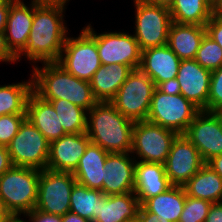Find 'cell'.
<instances>
[{"label":"cell","mask_w":222,"mask_h":222,"mask_svg":"<svg viewBox=\"0 0 222 222\" xmlns=\"http://www.w3.org/2000/svg\"><path fill=\"white\" fill-rule=\"evenodd\" d=\"M184 135L198 149L203 161L222 154V112L200 110Z\"/></svg>","instance_id":"obj_13"},{"label":"cell","mask_w":222,"mask_h":222,"mask_svg":"<svg viewBox=\"0 0 222 222\" xmlns=\"http://www.w3.org/2000/svg\"><path fill=\"white\" fill-rule=\"evenodd\" d=\"M211 202L186 195L179 222H205Z\"/></svg>","instance_id":"obj_33"},{"label":"cell","mask_w":222,"mask_h":222,"mask_svg":"<svg viewBox=\"0 0 222 222\" xmlns=\"http://www.w3.org/2000/svg\"><path fill=\"white\" fill-rule=\"evenodd\" d=\"M177 79L181 95L199 110L207 111L211 71L203 68L195 59L181 60Z\"/></svg>","instance_id":"obj_15"},{"label":"cell","mask_w":222,"mask_h":222,"mask_svg":"<svg viewBox=\"0 0 222 222\" xmlns=\"http://www.w3.org/2000/svg\"><path fill=\"white\" fill-rule=\"evenodd\" d=\"M65 5L66 3L33 4V22L28 43L17 56V61H20L22 56H26L29 61H34L33 63L57 62L59 60L68 35V29L63 19Z\"/></svg>","instance_id":"obj_1"},{"label":"cell","mask_w":222,"mask_h":222,"mask_svg":"<svg viewBox=\"0 0 222 222\" xmlns=\"http://www.w3.org/2000/svg\"><path fill=\"white\" fill-rule=\"evenodd\" d=\"M134 123L110 102H97L87 112L86 133L92 143L109 153H130Z\"/></svg>","instance_id":"obj_3"},{"label":"cell","mask_w":222,"mask_h":222,"mask_svg":"<svg viewBox=\"0 0 222 222\" xmlns=\"http://www.w3.org/2000/svg\"><path fill=\"white\" fill-rule=\"evenodd\" d=\"M186 195L207 200L211 203L222 202V178L206 163L184 185Z\"/></svg>","instance_id":"obj_27"},{"label":"cell","mask_w":222,"mask_h":222,"mask_svg":"<svg viewBox=\"0 0 222 222\" xmlns=\"http://www.w3.org/2000/svg\"><path fill=\"white\" fill-rule=\"evenodd\" d=\"M25 216H27L31 222H62L61 216L44 213L36 209L27 213Z\"/></svg>","instance_id":"obj_37"},{"label":"cell","mask_w":222,"mask_h":222,"mask_svg":"<svg viewBox=\"0 0 222 222\" xmlns=\"http://www.w3.org/2000/svg\"><path fill=\"white\" fill-rule=\"evenodd\" d=\"M205 34V26L173 22L167 45L181 60L195 59Z\"/></svg>","instance_id":"obj_24"},{"label":"cell","mask_w":222,"mask_h":222,"mask_svg":"<svg viewBox=\"0 0 222 222\" xmlns=\"http://www.w3.org/2000/svg\"><path fill=\"white\" fill-rule=\"evenodd\" d=\"M133 1L136 7L134 37L141 51L166 45L173 23L169 9L146 0Z\"/></svg>","instance_id":"obj_6"},{"label":"cell","mask_w":222,"mask_h":222,"mask_svg":"<svg viewBox=\"0 0 222 222\" xmlns=\"http://www.w3.org/2000/svg\"><path fill=\"white\" fill-rule=\"evenodd\" d=\"M186 200L183 186L172 185L165 192L145 200L141 207L157 215L159 220L179 222Z\"/></svg>","instance_id":"obj_26"},{"label":"cell","mask_w":222,"mask_h":222,"mask_svg":"<svg viewBox=\"0 0 222 222\" xmlns=\"http://www.w3.org/2000/svg\"><path fill=\"white\" fill-rule=\"evenodd\" d=\"M40 170L12 166L0 176V201L13 216L35 209Z\"/></svg>","instance_id":"obj_4"},{"label":"cell","mask_w":222,"mask_h":222,"mask_svg":"<svg viewBox=\"0 0 222 222\" xmlns=\"http://www.w3.org/2000/svg\"><path fill=\"white\" fill-rule=\"evenodd\" d=\"M146 1L158 6L166 7L168 9H170V7L174 2V0H146Z\"/></svg>","instance_id":"obj_49"},{"label":"cell","mask_w":222,"mask_h":222,"mask_svg":"<svg viewBox=\"0 0 222 222\" xmlns=\"http://www.w3.org/2000/svg\"><path fill=\"white\" fill-rule=\"evenodd\" d=\"M132 69L123 64L101 65L89 81L98 102L110 101L126 81Z\"/></svg>","instance_id":"obj_23"},{"label":"cell","mask_w":222,"mask_h":222,"mask_svg":"<svg viewBox=\"0 0 222 222\" xmlns=\"http://www.w3.org/2000/svg\"><path fill=\"white\" fill-rule=\"evenodd\" d=\"M209 4L212 6L217 0H207Z\"/></svg>","instance_id":"obj_52"},{"label":"cell","mask_w":222,"mask_h":222,"mask_svg":"<svg viewBox=\"0 0 222 222\" xmlns=\"http://www.w3.org/2000/svg\"><path fill=\"white\" fill-rule=\"evenodd\" d=\"M206 34L222 48V18L211 17L205 25Z\"/></svg>","instance_id":"obj_36"},{"label":"cell","mask_w":222,"mask_h":222,"mask_svg":"<svg viewBox=\"0 0 222 222\" xmlns=\"http://www.w3.org/2000/svg\"><path fill=\"white\" fill-rule=\"evenodd\" d=\"M32 4L35 5H55V4H62L68 3L70 0H31Z\"/></svg>","instance_id":"obj_47"},{"label":"cell","mask_w":222,"mask_h":222,"mask_svg":"<svg viewBox=\"0 0 222 222\" xmlns=\"http://www.w3.org/2000/svg\"><path fill=\"white\" fill-rule=\"evenodd\" d=\"M44 65V66H43ZM42 68L33 65V92L41 99H66L87 112L98 102L90 83L68 73L57 62L43 63Z\"/></svg>","instance_id":"obj_2"},{"label":"cell","mask_w":222,"mask_h":222,"mask_svg":"<svg viewBox=\"0 0 222 222\" xmlns=\"http://www.w3.org/2000/svg\"><path fill=\"white\" fill-rule=\"evenodd\" d=\"M214 18H222V0H217L212 5V16Z\"/></svg>","instance_id":"obj_46"},{"label":"cell","mask_w":222,"mask_h":222,"mask_svg":"<svg viewBox=\"0 0 222 222\" xmlns=\"http://www.w3.org/2000/svg\"><path fill=\"white\" fill-rule=\"evenodd\" d=\"M199 111L183 95H168L155 88L147 120L177 134H184Z\"/></svg>","instance_id":"obj_7"},{"label":"cell","mask_w":222,"mask_h":222,"mask_svg":"<svg viewBox=\"0 0 222 222\" xmlns=\"http://www.w3.org/2000/svg\"><path fill=\"white\" fill-rule=\"evenodd\" d=\"M26 116L49 142L66 135L52 104L34 92L29 95Z\"/></svg>","instance_id":"obj_21"},{"label":"cell","mask_w":222,"mask_h":222,"mask_svg":"<svg viewBox=\"0 0 222 222\" xmlns=\"http://www.w3.org/2000/svg\"><path fill=\"white\" fill-rule=\"evenodd\" d=\"M26 118V114H9L0 116V145L7 147Z\"/></svg>","instance_id":"obj_34"},{"label":"cell","mask_w":222,"mask_h":222,"mask_svg":"<svg viewBox=\"0 0 222 222\" xmlns=\"http://www.w3.org/2000/svg\"><path fill=\"white\" fill-rule=\"evenodd\" d=\"M207 111L222 112V67L211 71Z\"/></svg>","instance_id":"obj_35"},{"label":"cell","mask_w":222,"mask_h":222,"mask_svg":"<svg viewBox=\"0 0 222 222\" xmlns=\"http://www.w3.org/2000/svg\"><path fill=\"white\" fill-rule=\"evenodd\" d=\"M156 88L164 94L176 95L181 94L179 82L177 78L169 79L168 81L159 83Z\"/></svg>","instance_id":"obj_39"},{"label":"cell","mask_w":222,"mask_h":222,"mask_svg":"<svg viewBox=\"0 0 222 222\" xmlns=\"http://www.w3.org/2000/svg\"><path fill=\"white\" fill-rule=\"evenodd\" d=\"M205 222H222V202L212 203Z\"/></svg>","instance_id":"obj_40"},{"label":"cell","mask_w":222,"mask_h":222,"mask_svg":"<svg viewBox=\"0 0 222 222\" xmlns=\"http://www.w3.org/2000/svg\"><path fill=\"white\" fill-rule=\"evenodd\" d=\"M50 142L26 118L17 134L7 145L13 166L34 168L40 171L46 169Z\"/></svg>","instance_id":"obj_8"},{"label":"cell","mask_w":222,"mask_h":222,"mask_svg":"<svg viewBox=\"0 0 222 222\" xmlns=\"http://www.w3.org/2000/svg\"><path fill=\"white\" fill-rule=\"evenodd\" d=\"M96 40L101 65L123 64L139 68L141 49L134 35L126 32H95L91 24L84 27Z\"/></svg>","instance_id":"obj_12"},{"label":"cell","mask_w":222,"mask_h":222,"mask_svg":"<svg viewBox=\"0 0 222 222\" xmlns=\"http://www.w3.org/2000/svg\"><path fill=\"white\" fill-rule=\"evenodd\" d=\"M107 151L92 142L86 147L77 168L72 172L76 182L89 189L102 191L104 165L108 156Z\"/></svg>","instance_id":"obj_22"},{"label":"cell","mask_w":222,"mask_h":222,"mask_svg":"<svg viewBox=\"0 0 222 222\" xmlns=\"http://www.w3.org/2000/svg\"><path fill=\"white\" fill-rule=\"evenodd\" d=\"M76 179L72 172L40 171L38 198L35 209L44 213L64 216L70 212V196Z\"/></svg>","instance_id":"obj_10"},{"label":"cell","mask_w":222,"mask_h":222,"mask_svg":"<svg viewBox=\"0 0 222 222\" xmlns=\"http://www.w3.org/2000/svg\"><path fill=\"white\" fill-rule=\"evenodd\" d=\"M141 207L134 192L107 195L100 202L99 213L92 222H125L138 217Z\"/></svg>","instance_id":"obj_25"},{"label":"cell","mask_w":222,"mask_h":222,"mask_svg":"<svg viewBox=\"0 0 222 222\" xmlns=\"http://www.w3.org/2000/svg\"><path fill=\"white\" fill-rule=\"evenodd\" d=\"M155 88L153 80L148 75L139 68L133 69L109 102L134 122L147 120Z\"/></svg>","instance_id":"obj_5"},{"label":"cell","mask_w":222,"mask_h":222,"mask_svg":"<svg viewBox=\"0 0 222 222\" xmlns=\"http://www.w3.org/2000/svg\"><path fill=\"white\" fill-rule=\"evenodd\" d=\"M132 156L131 153H108L102 186L105 195L134 192L135 165L138 159Z\"/></svg>","instance_id":"obj_16"},{"label":"cell","mask_w":222,"mask_h":222,"mask_svg":"<svg viewBox=\"0 0 222 222\" xmlns=\"http://www.w3.org/2000/svg\"><path fill=\"white\" fill-rule=\"evenodd\" d=\"M180 63L181 59L166 44L143 50L139 69L157 86L161 82L177 78Z\"/></svg>","instance_id":"obj_19"},{"label":"cell","mask_w":222,"mask_h":222,"mask_svg":"<svg viewBox=\"0 0 222 222\" xmlns=\"http://www.w3.org/2000/svg\"><path fill=\"white\" fill-rule=\"evenodd\" d=\"M8 85H0V116L26 114L27 101L33 92V80Z\"/></svg>","instance_id":"obj_29"},{"label":"cell","mask_w":222,"mask_h":222,"mask_svg":"<svg viewBox=\"0 0 222 222\" xmlns=\"http://www.w3.org/2000/svg\"><path fill=\"white\" fill-rule=\"evenodd\" d=\"M54 107L66 134L86 132L87 111L66 99L49 101Z\"/></svg>","instance_id":"obj_31"},{"label":"cell","mask_w":222,"mask_h":222,"mask_svg":"<svg viewBox=\"0 0 222 222\" xmlns=\"http://www.w3.org/2000/svg\"><path fill=\"white\" fill-rule=\"evenodd\" d=\"M90 142L86 132L66 134L50 142L46 168L52 171L73 172Z\"/></svg>","instance_id":"obj_17"},{"label":"cell","mask_w":222,"mask_h":222,"mask_svg":"<svg viewBox=\"0 0 222 222\" xmlns=\"http://www.w3.org/2000/svg\"><path fill=\"white\" fill-rule=\"evenodd\" d=\"M125 222H141L140 219L137 217L136 219H131Z\"/></svg>","instance_id":"obj_51"},{"label":"cell","mask_w":222,"mask_h":222,"mask_svg":"<svg viewBox=\"0 0 222 222\" xmlns=\"http://www.w3.org/2000/svg\"><path fill=\"white\" fill-rule=\"evenodd\" d=\"M33 22V4L28 7L23 0H10L5 37L8 48L17 57L28 43Z\"/></svg>","instance_id":"obj_18"},{"label":"cell","mask_w":222,"mask_h":222,"mask_svg":"<svg viewBox=\"0 0 222 222\" xmlns=\"http://www.w3.org/2000/svg\"><path fill=\"white\" fill-rule=\"evenodd\" d=\"M177 135L175 131L148 120L137 121L133 126L130 153L136 154L139 161L164 164Z\"/></svg>","instance_id":"obj_11"},{"label":"cell","mask_w":222,"mask_h":222,"mask_svg":"<svg viewBox=\"0 0 222 222\" xmlns=\"http://www.w3.org/2000/svg\"><path fill=\"white\" fill-rule=\"evenodd\" d=\"M173 22L205 26L212 16L207 0H174L169 9Z\"/></svg>","instance_id":"obj_28"},{"label":"cell","mask_w":222,"mask_h":222,"mask_svg":"<svg viewBox=\"0 0 222 222\" xmlns=\"http://www.w3.org/2000/svg\"><path fill=\"white\" fill-rule=\"evenodd\" d=\"M207 164L222 178V154L213 157Z\"/></svg>","instance_id":"obj_44"},{"label":"cell","mask_w":222,"mask_h":222,"mask_svg":"<svg viewBox=\"0 0 222 222\" xmlns=\"http://www.w3.org/2000/svg\"><path fill=\"white\" fill-rule=\"evenodd\" d=\"M138 218L140 219L141 222H169V221L159 220L156 214L147 212L142 207H140L139 209Z\"/></svg>","instance_id":"obj_43"},{"label":"cell","mask_w":222,"mask_h":222,"mask_svg":"<svg viewBox=\"0 0 222 222\" xmlns=\"http://www.w3.org/2000/svg\"><path fill=\"white\" fill-rule=\"evenodd\" d=\"M8 222H26V221L20 219L19 216H12Z\"/></svg>","instance_id":"obj_50"},{"label":"cell","mask_w":222,"mask_h":222,"mask_svg":"<svg viewBox=\"0 0 222 222\" xmlns=\"http://www.w3.org/2000/svg\"><path fill=\"white\" fill-rule=\"evenodd\" d=\"M102 191L76 183L70 196V212L93 221L99 213L100 202L106 197Z\"/></svg>","instance_id":"obj_30"},{"label":"cell","mask_w":222,"mask_h":222,"mask_svg":"<svg viewBox=\"0 0 222 222\" xmlns=\"http://www.w3.org/2000/svg\"><path fill=\"white\" fill-rule=\"evenodd\" d=\"M195 60L205 69L214 71L222 67V48L207 34L197 50Z\"/></svg>","instance_id":"obj_32"},{"label":"cell","mask_w":222,"mask_h":222,"mask_svg":"<svg viewBox=\"0 0 222 222\" xmlns=\"http://www.w3.org/2000/svg\"><path fill=\"white\" fill-rule=\"evenodd\" d=\"M13 62L17 61V57L11 52L7 46L5 32L0 31V62Z\"/></svg>","instance_id":"obj_38"},{"label":"cell","mask_w":222,"mask_h":222,"mask_svg":"<svg viewBox=\"0 0 222 222\" xmlns=\"http://www.w3.org/2000/svg\"><path fill=\"white\" fill-rule=\"evenodd\" d=\"M205 164L196 146L184 134H178L164 166L170 184L183 186Z\"/></svg>","instance_id":"obj_14"},{"label":"cell","mask_w":222,"mask_h":222,"mask_svg":"<svg viewBox=\"0 0 222 222\" xmlns=\"http://www.w3.org/2000/svg\"><path fill=\"white\" fill-rule=\"evenodd\" d=\"M62 222H92L72 212H67L64 216H61Z\"/></svg>","instance_id":"obj_45"},{"label":"cell","mask_w":222,"mask_h":222,"mask_svg":"<svg viewBox=\"0 0 222 222\" xmlns=\"http://www.w3.org/2000/svg\"><path fill=\"white\" fill-rule=\"evenodd\" d=\"M171 186L164 164L136 160L134 193L140 204L165 192Z\"/></svg>","instance_id":"obj_20"},{"label":"cell","mask_w":222,"mask_h":222,"mask_svg":"<svg viewBox=\"0 0 222 222\" xmlns=\"http://www.w3.org/2000/svg\"><path fill=\"white\" fill-rule=\"evenodd\" d=\"M9 152L6 146L0 145V176L12 167Z\"/></svg>","instance_id":"obj_41"},{"label":"cell","mask_w":222,"mask_h":222,"mask_svg":"<svg viewBox=\"0 0 222 222\" xmlns=\"http://www.w3.org/2000/svg\"><path fill=\"white\" fill-rule=\"evenodd\" d=\"M13 215L6 209L0 201V222H8Z\"/></svg>","instance_id":"obj_48"},{"label":"cell","mask_w":222,"mask_h":222,"mask_svg":"<svg viewBox=\"0 0 222 222\" xmlns=\"http://www.w3.org/2000/svg\"><path fill=\"white\" fill-rule=\"evenodd\" d=\"M10 0H0V31H5Z\"/></svg>","instance_id":"obj_42"},{"label":"cell","mask_w":222,"mask_h":222,"mask_svg":"<svg viewBox=\"0 0 222 222\" xmlns=\"http://www.w3.org/2000/svg\"><path fill=\"white\" fill-rule=\"evenodd\" d=\"M57 63L78 79L89 82L101 66L95 38L85 28L76 38L67 36Z\"/></svg>","instance_id":"obj_9"}]
</instances>
